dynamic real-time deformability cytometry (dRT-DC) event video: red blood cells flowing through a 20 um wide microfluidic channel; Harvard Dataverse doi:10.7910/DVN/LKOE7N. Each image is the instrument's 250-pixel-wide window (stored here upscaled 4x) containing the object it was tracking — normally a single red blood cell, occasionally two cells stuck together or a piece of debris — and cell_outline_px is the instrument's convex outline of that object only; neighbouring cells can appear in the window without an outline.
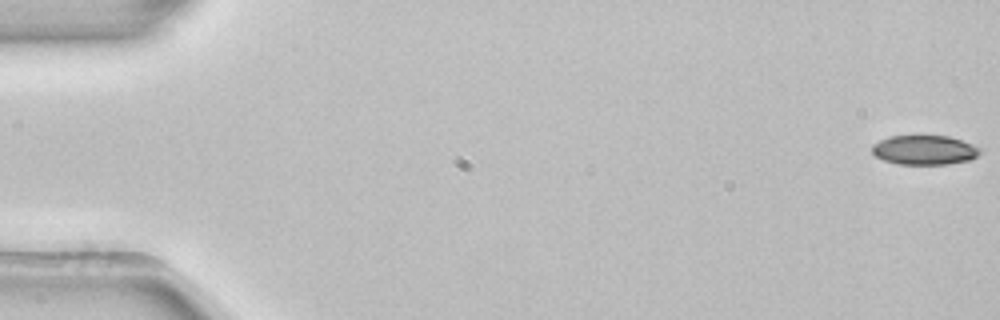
{"species": "common noctule bat (a hibernating species)", "species_latin": "Nyctalus noctula", "temperature_condition": "room temperature", "stored_images_in_passage": 53, "camera_frame_rate_fps": 3000, "um_per_image_px": 0.085, "animal": {"sex": "female", "body_mass_g": 22.7, "forearm_length_mm": 54.2}, "frame": {"image": 1, "passage_image": 1, "time_ms": 0.0, "image_size_px": [1000, 320], "cell_outline_px": [[980, 152], [972, 160], [948, 164], [900, 164], [884, 160], [876, 156], [872, 152], [872, 144], [880, 140], [892, 136], [948, 136], [972, 144], [980, 148]], "centroid_in_image_um": [78.58, 12.75], "position_along_channel_um": 6.4, "area_um2": 18.38}}
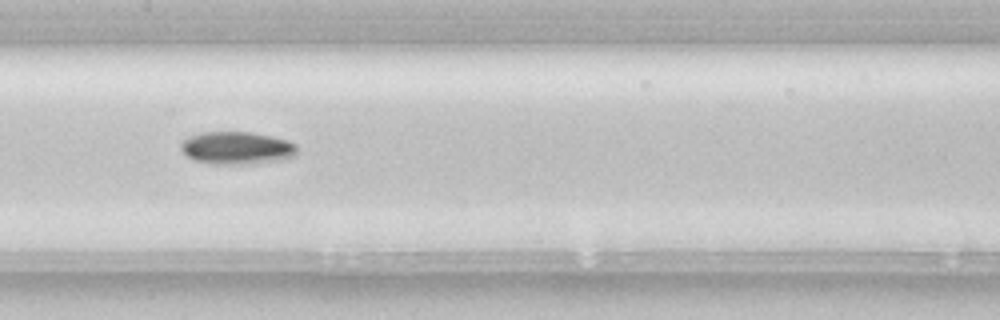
{"frame": {"image": 2, "passage_image": 27, "time_ms": 8.667, "image_size_px": [1000, 320], "cell_outline_px": [[300, 152], [296, 156], [284, 160], [248, 164], [216, 164], [196, 160], [188, 156], [180, 148], [180, 144], [184, 140], [200, 132], [252, 132], [272, 136], [288, 140], [296, 144]], "centroid_in_image_um": [20.23, 12.58], "position_along_channel_um": 187.2, "area_um2": 22.31}}
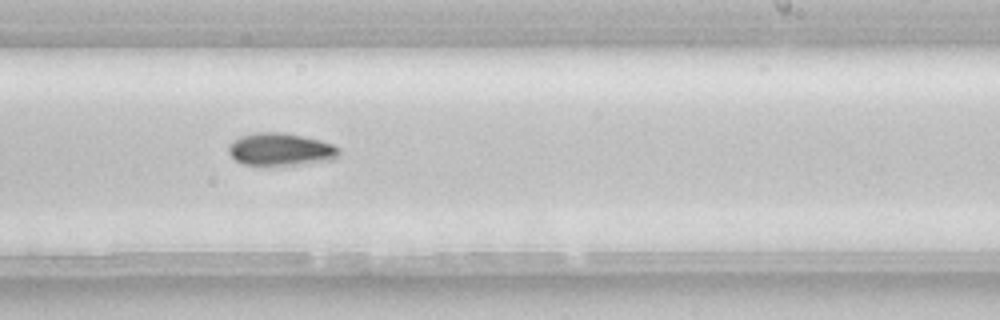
{"frame": {"image": 3, "passage_image": 33, "time_ms": 10.667, "image_size_px": [1000, 320], "cell_outline_px": [[340, 156], [332, 160], [304, 164], [244, 164], [236, 160], [228, 152], [228, 144], [232, 140], [240, 136], [256, 132], [284, 132], [320, 140], [332, 144], [340, 148]], "centroid_in_image_um": [23.87, 12.68], "position_along_channel_um": 265.1, "area_um2": 20.98}, "authors_computed_cell_mechanics": {"area_um2": 20.4612, "velocity_mm_per_s": 3.9177, "shape_relaxation_time_tau1_ms": 4.0961, "shape_relaxation_time_tau2_ms": null, "deformation_change_tau1": 0.0972, "deformation_change_tau2": null}}